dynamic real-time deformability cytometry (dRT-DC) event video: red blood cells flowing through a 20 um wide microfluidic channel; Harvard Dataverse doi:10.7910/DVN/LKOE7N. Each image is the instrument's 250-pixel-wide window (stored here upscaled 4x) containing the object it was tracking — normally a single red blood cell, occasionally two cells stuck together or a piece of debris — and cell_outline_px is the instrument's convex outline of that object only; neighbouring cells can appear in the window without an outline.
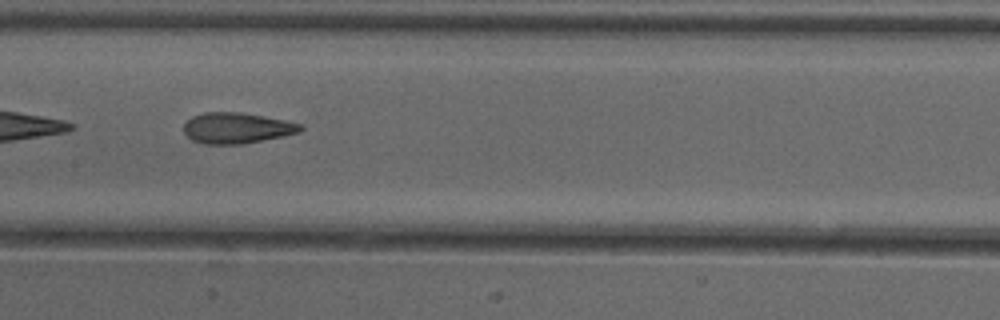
{"species": "common noctule bat (a hibernating species)", "species_latin": "Nyctalus noctula", "temperature_condition": "cold", "stored_images_in_passage": 36, "camera_frame_rate_fps": 3000, "um_per_image_px": 0.085, "animal": {"sex": "female"}, "frame": {"image": 1, "passage_image": 11, "time_ms": 3.333, "image_size_px": [1000, 320], "cell_outline_px": [[304, 128], [300, 132], [284, 136], [240, 144], [204, 144], [192, 140], [184, 132], [184, 124], [192, 116], [204, 112], [240, 112], [264, 116], [304, 124]], "centroid_in_image_um": [20.14, 10.88], "position_along_channel_um": 187.3, "area_um2": 20.98}, "authors_computed_cell_mechanics": {"area_um2": 20.6057, "velocity_mm_per_s": 3.9936, "shape_relaxation_time_tau1_ms": 8.6873, "shape_relaxation_time_tau2_ms": 2.2325, "deformation_change_tau1": 0.1969, "deformation_change_tau2": 0.0952}}